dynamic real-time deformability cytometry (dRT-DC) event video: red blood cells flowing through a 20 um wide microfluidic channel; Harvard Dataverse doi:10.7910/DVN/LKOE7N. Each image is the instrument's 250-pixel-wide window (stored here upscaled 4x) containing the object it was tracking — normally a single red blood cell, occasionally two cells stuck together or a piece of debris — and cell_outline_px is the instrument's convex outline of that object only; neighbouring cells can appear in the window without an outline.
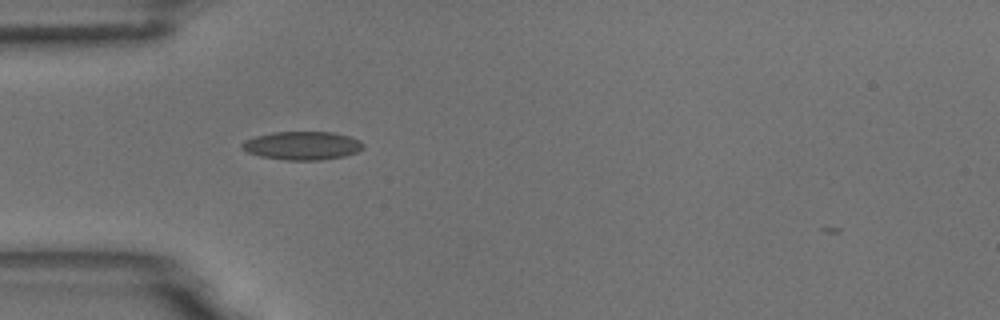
{"species": "common noctule bat (a hibernating species)", "species_latin": "Nyctalus noctula", "temperature_condition": "room temperature", "stored_images_in_passage": 41, "camera_frame_rate_fps": 3000, "um_per_image_px": 0.085, "animal": {"sex": "male", "body_mass_g": 18.8}, "frame": {"image": 1, "passage_image": 2, "time_ms": 0.333, "image_size_px": [1000, 320], "cell_outline_px": [[364, 148], [356, 152], [344, 156], [320, 160], [288, 160], [260, 156], [248, 152], [240, 148], [240, 144], [244, 140], [256, 136], [272, 132], [332, 132], [348, 136], [360, 140], [364, 144]], "centroid_in_image_um": [25.68, 12.37], "position_along_channel_um": 59.3, "area_um2": 20.06}}
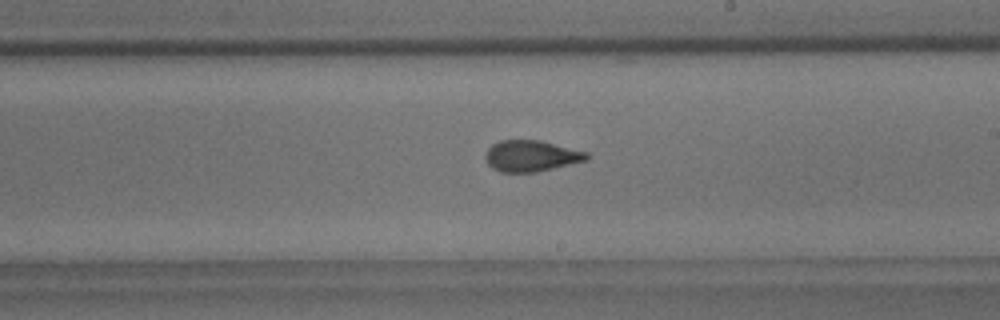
{"frame": {"image": 2, "passage_image": 17, "time_ms": 5.333, "image_size_px": [1000, 320], "cell_outline_px": [[588, 160], [536, 172], [500, 172], [492, 168], [488, 164], [484, 156], [488, 148], [492, 144], [500, 140], [540, 140], [588, 152]], "centroid_in_image_um": [45.13, 13.25], "position_along_channel_um": 243.9, "area_um2": 18.44}}
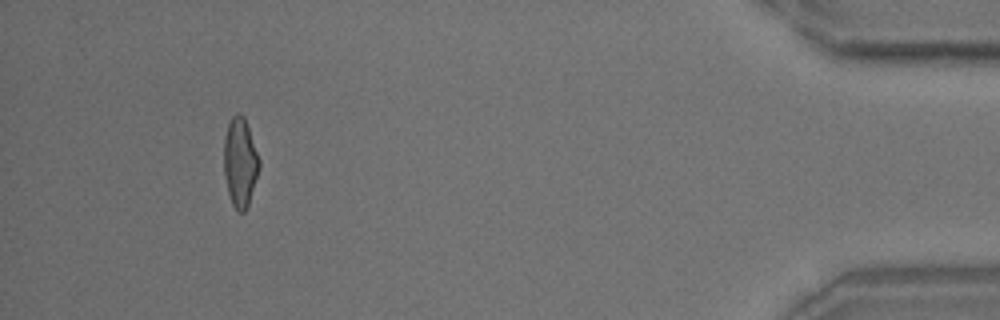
{"frame": {"image": 3, "passage_image": 36, "time_ms": 11.667, "image_size_px": [1000, 320], "cell_outline_px": [[260, 168], [248, 204], [244, 212], [240, 212], [232, 204], [228, 192], [224, 176], [224, 140], [228, 124], [232, 116], [236, 112], [240, 112], [244, 116], [260, 160]], "centroid_in_image_um": [20.41, 13.77], "position_along_channel_um": 414.8, "area_um2": 18.26}, "authors_computed_cell_mechanics": {"area_um2": 18.4382, "velocity_mm_per_s": 3.7316, "shape_relaxation_time_tau1_ms": 6.1784, "shape_relaxation_time_tau2_ms": 1.0538, "deformation_change_tau1": 0.1599, "deformation_change_tau2": 0.066}}